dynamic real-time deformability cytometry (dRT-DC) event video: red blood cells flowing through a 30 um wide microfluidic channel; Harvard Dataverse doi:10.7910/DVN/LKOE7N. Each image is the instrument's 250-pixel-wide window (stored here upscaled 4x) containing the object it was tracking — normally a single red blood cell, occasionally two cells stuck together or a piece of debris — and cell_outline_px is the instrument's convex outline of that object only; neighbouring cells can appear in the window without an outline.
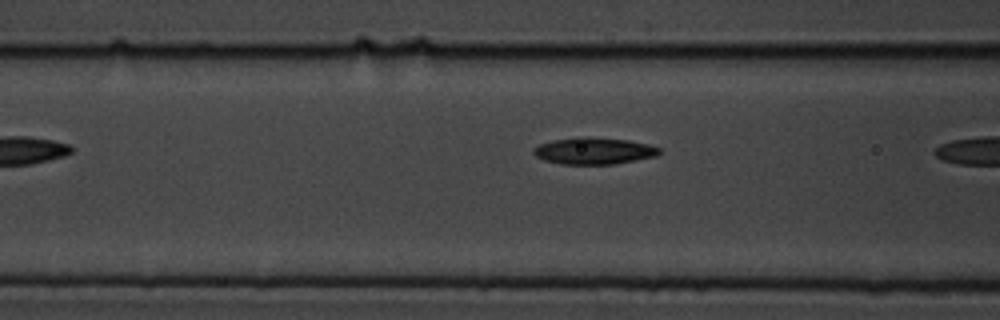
{"species": "common noctule bat (a hibernating species)", "species_latin": "Nyctalus noctula", "temperature_condition": "cold", "stored_images_in_passage": 4, "camera_frame_rate_fps": 3000, "um_per_image_px": 0.085, "animal": {"sex": "male", "body_mass_g": 19.5, "forearm_length_mm": 54.6}, "frame": {"image": 1, "passage_image": 3, "time_ms": 0.667, "image_size_px": [1000, 320], "cell_outline_px": [[660, 152], [656, 156], [616, 164], [560, 164], [544, 160], [536, 156], [532, 152], [532, 148], [540, 144], [552, 140], [576, 136], [588, 136], [628, 140], [648, 144], [660, 148]], "centroid_in_image_um": [50.45, 12.81], "position_along_channel_um": 116.1, "area_um2": 19.83}}